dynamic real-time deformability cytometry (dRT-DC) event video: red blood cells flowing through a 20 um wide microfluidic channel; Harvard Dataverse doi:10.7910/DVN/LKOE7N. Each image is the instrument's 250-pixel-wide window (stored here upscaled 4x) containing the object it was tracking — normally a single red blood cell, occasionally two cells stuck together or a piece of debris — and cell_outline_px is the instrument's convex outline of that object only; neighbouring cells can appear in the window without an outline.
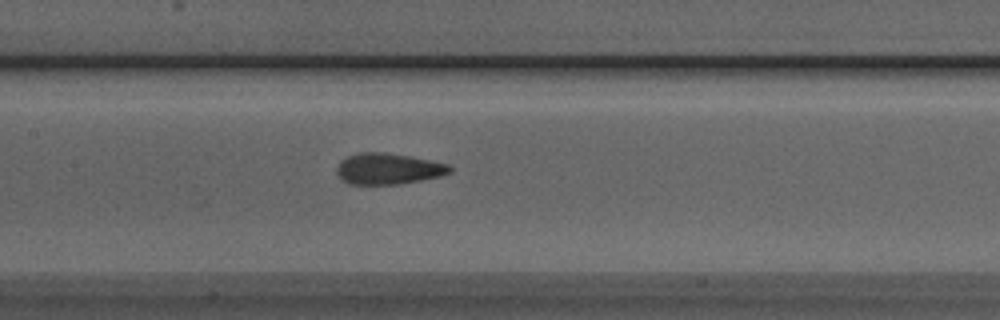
{"species": "Egyptian fruit bat (a non-hibernating species)", "species_latin": "Rousettus aegyptiacus", "temperature_condition": "room temperature", "stored_images_in_passage": 36, "camera_frame_rate_fps": 3000, "um_per_image_px": 0.085, "animal": {"sex": "male"}, "frame": {"image": 1, "passage_image": 9, "time_ms": 2.667, "image_size_px": [1000, 320], "cell_outline_px": [[452, 172], [440, 176], [420, 180], [396, 184], [348, 184], [340, 180], [336, 172], [336, 168], [340, 160], [348, 156], [360, 152], [384, 152], [432, 160], [448, 164], [452, 168]], "centroid_in_image_um": [32.96, 14.34], "position_along_channel_um": 174.4, "area_um2": 20.58}}
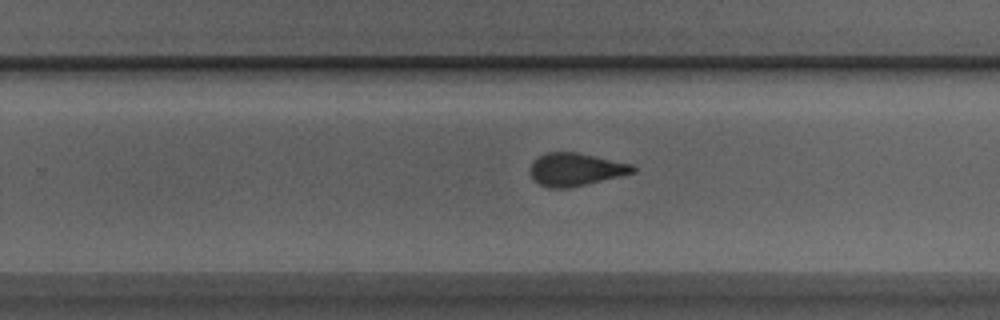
{"frame": {"image": 2, "passage_image": 17, "time_ms": 5.333, "image_size_px": [1000, 320], "cell_outline_px": [[636, 172], [620, 176], [568, 188], [548, 188], [540, 184], [528, 172], [528, 168], [532, 160], [544, 152], [576, 152], [632, 164], [636, 168]], "centroid_in_image_um": [48.88, 14.39], "position_along_channel_um": 280.9, "area_um2": 19.71}}
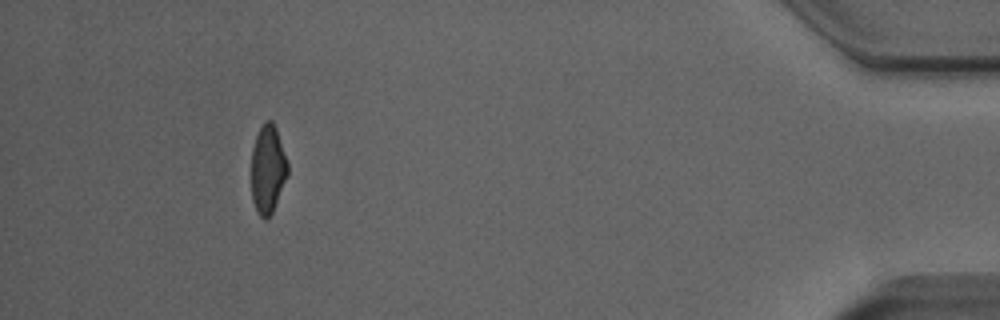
{"frame": {"image": 3, "passage_image": 32, "time_ms": 10.333, "image_size_px": [1000, 320], "cell_outline_px": [[288, 172], [272, 212], [264, 220], [256, 212], [252, 200], [252, 148], [256, 136], [260, 128], [268, 120], [272, 120], [276, 128], [288, 164]], "centroid_in_image_um": [22.75, 14.39], "position_along_channel_um": 412.5, "area_um2": 18.32}, "authors_computed_cell_mechanics": {"area_um2": 20.0855, "velocity_mm_per_s": 4.0099, "shape_relaxation_time_tau1_ms": 6.4536, "shape_relaxation_time_tau2_ms": 1.7433, "deformation_change_tau1": 0.1761, "deformation_change_tau2": 0.0835}}